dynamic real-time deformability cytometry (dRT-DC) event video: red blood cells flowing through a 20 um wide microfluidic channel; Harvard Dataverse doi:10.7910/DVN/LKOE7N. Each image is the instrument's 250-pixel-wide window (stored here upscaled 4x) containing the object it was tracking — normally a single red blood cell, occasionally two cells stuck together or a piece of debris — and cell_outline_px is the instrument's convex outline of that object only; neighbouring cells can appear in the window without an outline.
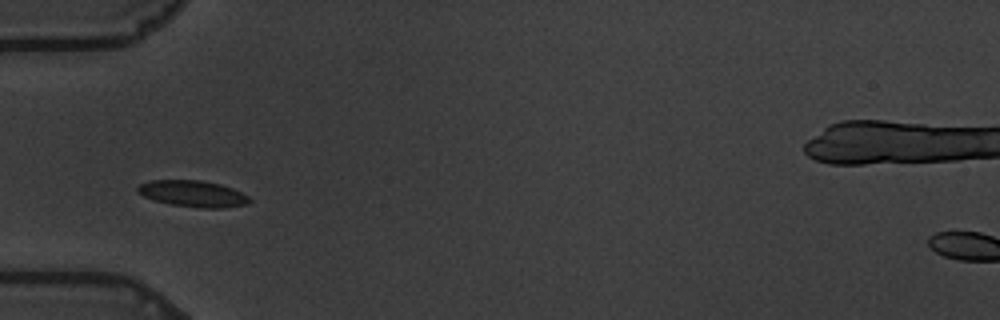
{"species": "common noctule bat (a hibernating species)", "species_latin": "Nyctalus noctula", "temperature_condition": "warm", "stored_images_in_passage": 40, "camera_frame_rate_fps": 3000, "um_per_image_px": 0.085, "animal": {"sex": "male", "body_mass_g": 19.5, "forearm_length_mm": 54.6}, "frame": {"image": 1, "passage_image": 1, "time_ms": 0.0, "image_size_px": [1000, 320], "cell_outline_px": [[252, 200], [244, 204], [224, 208], [200, 208], [172, 204], [156, 200], [144, 196], [136, 192], [136, 188], [140, 184], [148, 180], [200, 180], [220, 184], [232, 188], [248, 196]], "centroid_in_image_um": [16.37, 16.45], "position_along_channel_um": 68.6, "area_um2": 17.05}}
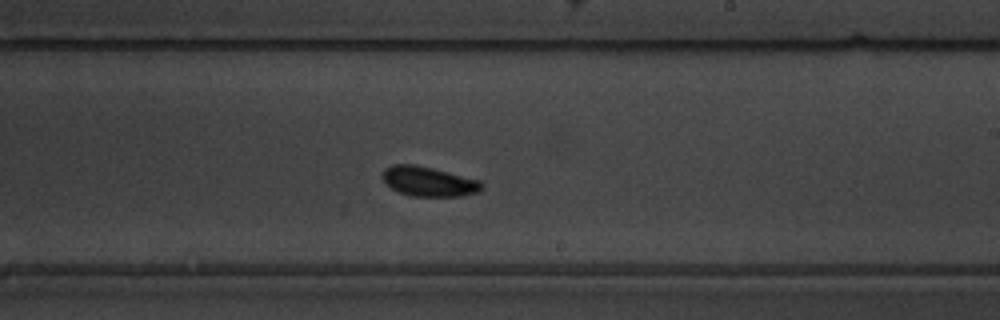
{"frame": {"image": 2, "passage_image": 17, "time_ms": 5.333, "image_size_px": [1000, 320], "cell_outline_px": [[484, 188], [480, 192], [460, 196], [412, 196], [400, 192], [392, 188], [380, 176], [384, 168], [392, 164], [416, 164], [480, 180], [484, 184]], "centroid_in_image_um": [36.45, 15.42], "position_along_channel_um": 252.5, "area_um2": 17.28}}
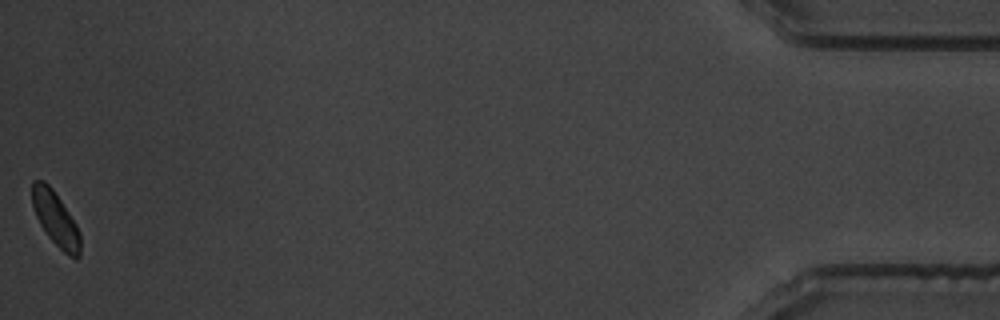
{"frame": {"image": 3, "passage_image": 40, "time_ms": 13.0, "image_size_px": [1000, 320], "cell_outline_px": [[80, 256], [76, 260], [68, 256], [48, 236], [40, 224], [36, 216], [32, 204], [32, 180], [44, 180], [52, 188], [76, 224], [80, 232]], "centroid_in_image_um": [4.73, 18.61], "position_along_channel_um": 430.5, "area_um2": 15.09}, "authors_computed_cell_mechanics": {"area_um2": 16.3863, "velocity_mm_per_s": 3.4666, "shape_relaxation_time_tau1_ms": 3.1811, "shape_relaxation_time_tau2_ms": 1.1208, "deformation_change_tau1": 0.0951, "deformation_change_tau2": 0.0535}}